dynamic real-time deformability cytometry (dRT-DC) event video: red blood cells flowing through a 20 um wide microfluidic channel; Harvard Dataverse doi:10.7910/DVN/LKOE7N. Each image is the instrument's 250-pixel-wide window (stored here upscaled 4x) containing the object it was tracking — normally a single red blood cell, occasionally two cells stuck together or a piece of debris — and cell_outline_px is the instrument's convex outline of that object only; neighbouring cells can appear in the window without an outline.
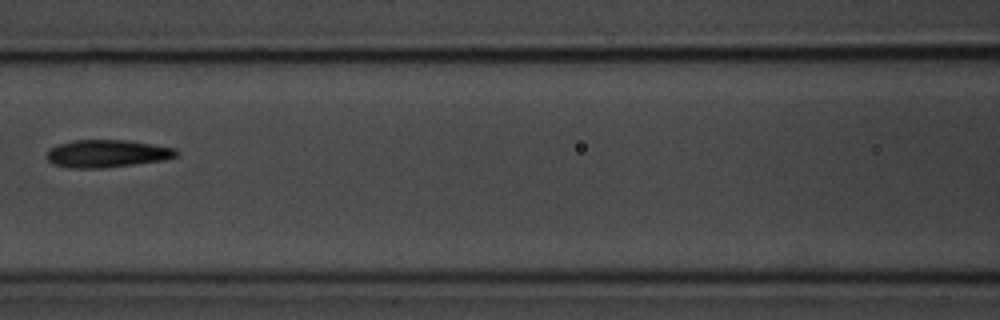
{"species": "common noctule bat (a hibernating species)", "species_latin": "Nyctalus noctula", "temperature_condition": "room temperature", "stored_images_in_passage": 12, "camera_frame_rate_fps": 3000, "um_per_image_px": 0.085, "animal": {"sex": "male", "body_mass_g": 20.1, "forearm_length_mm": 53.5}, "frame": {"image": 1, "passage_image": 7, "time_ms": 8.0, "image_size_px": [1000, 320], "cell_outline_px": [[180, 152], [176, 156], [164, 160], [104, 168], [72, 168], [52, 164], [48, 160], [48, 148], [72, 140], [128, 140], [176, 148]], "centroid_in_image_um": [9.11, 13.05], "position_along_channel_um": 157.5, "area_um2": 20.87}}